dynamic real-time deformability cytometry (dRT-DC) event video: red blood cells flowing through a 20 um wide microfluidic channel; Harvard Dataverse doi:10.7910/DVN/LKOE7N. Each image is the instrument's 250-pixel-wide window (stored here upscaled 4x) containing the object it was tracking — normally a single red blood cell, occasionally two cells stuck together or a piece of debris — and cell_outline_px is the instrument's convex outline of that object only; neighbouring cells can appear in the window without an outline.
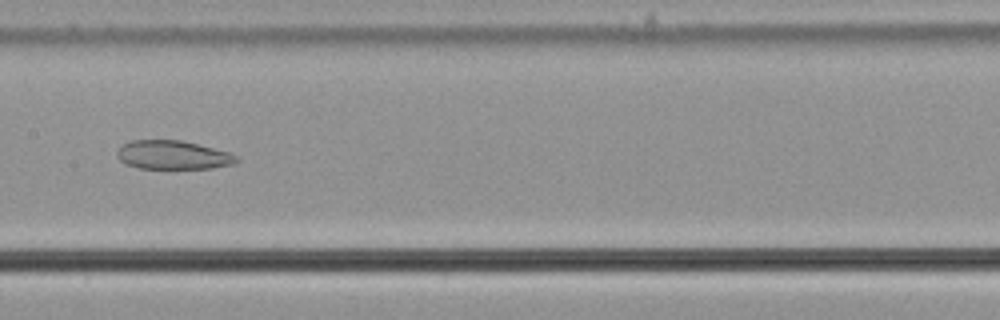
{"species": "common noctule bat (a hibernating species)", "species_latin": "Nyctalus noctula", "temperature_condition": "cold", "stored_images_in_passage": 43, "camera_frame_rate_fps": 3000, "um_per_image_px": 0.085, "animal": {"sex": "male", "body_mass_g": 21.5, "forearm_length_mm": 52.0}, "frame": {"image": 1, "passage_image": 16, "time_ms": 5.0, "image_size_px": [1000, 320], "cell_outline_px": [[240, 160], [236, 164], [212, 168], [140, 168], [124, 164], [116, 156], [116, 152], [124, 144], [132, 140], [180, 140], [228, 152], [236, 156]], "centroid_in_image_um": [14.69, 13.18], "position_along_channel_um": 192.7, "area_um2": 19.88}}
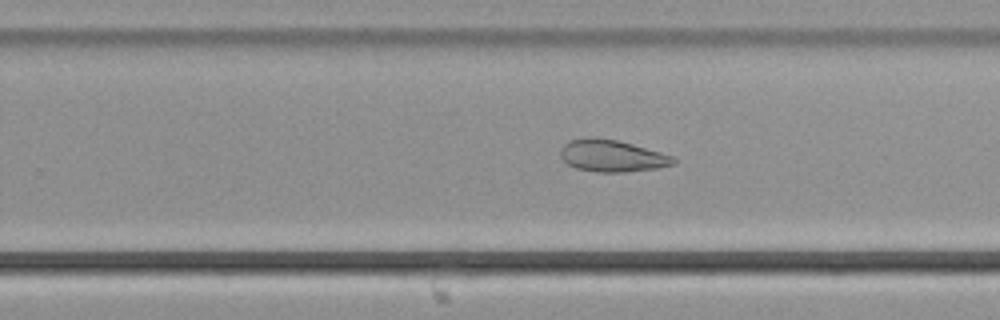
{"frame": {"image": 2, "passage_image": 23, "time_ms": 7.333, "image_size_px": [1000, 320], "cell_outline_px": [[676, 164], [656, 168], [624, 172], [596, 172], [576, 168], [568, 164], [560, 156], [560, 148], [568, 140], [592, 136], [616, 140], [632, 144], [660, 152], [672, 156], [676, 160]], "centroid_in_image_um": [51.98, 13.24], "position_along_channel_um": 277.8, "area_um2": 21.04}}
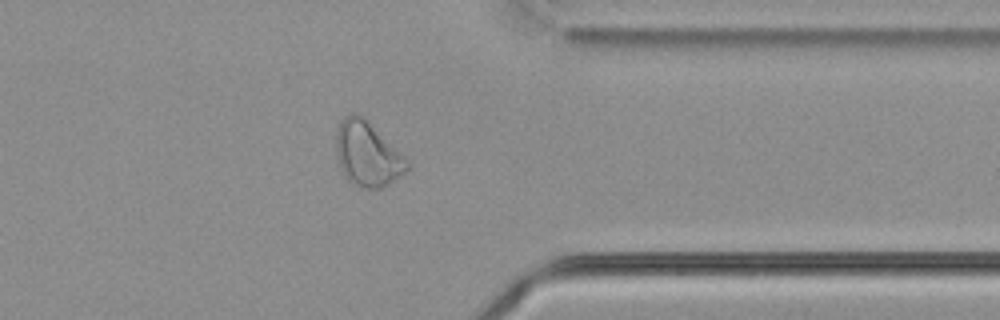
{"frame": {"image": 3, "passage_image": 32, "time_ms": 10.333, "image_size_px": [1000, 320], "cell_outline_px": [[412, 168], [380, 188], [368, 188], [352, 184], [344, 176], [336, 160], [336, 132], [340, 120], [348, 112], [360, 112], [412, 164]], "centroid_in_image_um": [31.2, 13.04], "position_along_channel_um": 380.2, "area_um2": 27.17}, "authors_computed_cell_mechanics": {"area_um2": 24.565, "velocity_mm_per_s": 3.66, "shape_relaxation_time_tau1_ms": null, "shape_relaxation_time_tau2_ms": 6.7048, "deformation_change_tau1": null, "deformation_change_tau2": 0.1419}}